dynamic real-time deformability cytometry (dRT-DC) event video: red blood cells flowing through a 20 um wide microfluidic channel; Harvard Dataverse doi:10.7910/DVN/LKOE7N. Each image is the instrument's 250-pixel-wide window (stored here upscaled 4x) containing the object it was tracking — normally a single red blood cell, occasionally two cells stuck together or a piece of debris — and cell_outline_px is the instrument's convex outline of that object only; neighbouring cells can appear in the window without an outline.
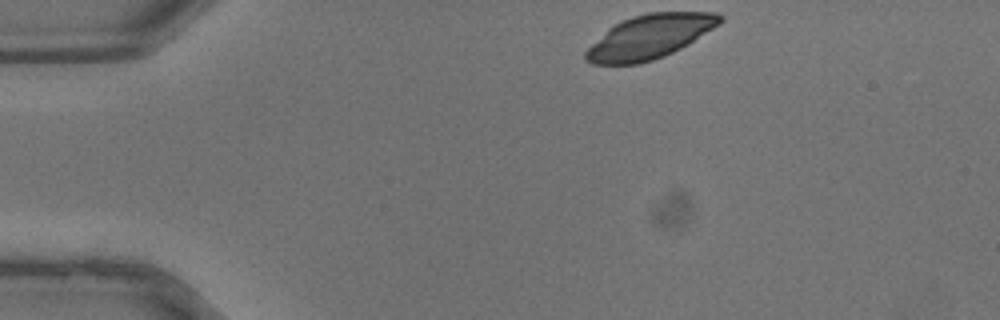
{"species": "common noctule bat (a hibernating species)", "species_latin": "Nyctalus noctula", "temperature_condition": "warm", "stored_images_in_passage": 22, "camera_frame_rate_fps": 3000, "um_per_image_px": 0.085, "animal": {"sex": "male", "body_mass_g": 13.3}, "frame": {"image": 1, "passage_image": 1, "time_ms": 0.0, "image_size_px": [1000, 320], "cell_outline_px": [[724, 20], [720, 24], [688, 44], [664, 56], [640, 64], [592, 64], [584, 60], [584, 52], [608, 28], [632, 16], [648, 12], [716, 12], [724, 16]], "centroid_in_image_um": [55.23, 3.12], "position_along_channel_um": 29.8, "area_um2": 34.28}}